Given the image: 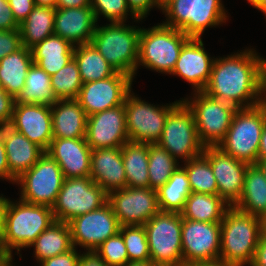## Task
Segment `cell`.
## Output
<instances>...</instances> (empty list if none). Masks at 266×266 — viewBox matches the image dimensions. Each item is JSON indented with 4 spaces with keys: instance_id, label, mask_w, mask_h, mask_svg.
Segmentation results:
<instances>
[{
    "instance_id": "cell-4",
    "label": "cell",
    "mask_w": 266,
    "mask_h": 266,
    "mask_svg": "<svg viewBox=\"0 0 266 266\" xmlns=\"http://www.w3.org/2000/svg\"><path fill=\"white\" fill-rule=\"evenodd\" d=\"M140 32L141 28L127 26L124 22H111L107 26H96L91 44L117 72L134 77Z\"/></svg>"
},
{
    "instance_id": "cell-45",
    "label": "cell",
    "mask_w": 266,
    "mask_h": 266,
    "mask_svg": "<svg viewBox=\"0 0 266 266\" xmlns=\"http://www.w3.org/2000/svg\"><path fill=\"white\" fill-rule=\"evenodd\" d=\"M15 99L0 86V127L10 124Z\"/></svg>"
},
{
    "instance_id": "cell-12",
    "label": "cell",
    "mask_w": 266,
    "mask_h": 266,
    "mask_svg": "<svg viewBox=\"0 0 266 266\" xmlns=\"http://www.w3.org/2000/svg\"><path fill=\"white\" fill-rule=\"evenodd\" d=\"M64 175L57 162L44 153L40 159L16 182L21 185V200L52 208L64 182Z\"/></svg>"
},
{
    "instance_id": "cell-55",
    "label": "cell",
    "mask_w": 266,
    "mask_h": 266,
    "mask_svg": "<svg viewBox=\"0 0 266 266\" xmlns=\"http://www.w3.org/2000/svg\"><path fill=\"white\" fill-rule=\"evenodd\" d=\"M258 159H266V123L261 134Z\"/></svg>"
},
{
    "instance_id": "cell-19",
    "label": "cell",
    "mask_w": 266,
    "mask_h": 266,
    "mask_svg": "<svg viewBox=\"0 0 266 266\" xmlns=\"http://www.w3.org/2000/svg\"><path fill=\"white\" fill-rule=\"evenodd\" d=\"M85 139L92 150L129 142L124 104L88 116Z\"/></svg>"
},
{
    "instance_id": "cell-1",
    "label": "cell",
    "mask_w": 266,
    "mask_h": 266,
    "mask_svg": "<svg viewBox=\"0 0 266 266\" xmlns=\"http://www.w3.org/2000/svg\"><path fill=\"white\" fill-rule=\"evenodd\" d=\"M203 92L211 98L229 103L236 108L258 105L260 101L259 56L256 52L254 54V51L248 50L226 58L215 59L210 79Z\"/></svg>"
},
{
    "instance_id": "cell-26",
    "label": "cell",
    "mask_w": 266,
    "mask_h": 266,
    "mask_svg": "<svg viewBox=\"0 0 266 266\" xmlns=\"http://www.w3.org/2000/svg\"><path fill=\"white\" fill-rule=\"evenodd\" d=\"M51 116L53 138H85L88 116L76 99L57 100Z\"/></svg>"
},
{
    "instance_id": "cell-59",
    "label": "cell",
    "mask_w": 266,
    "mask_h": 266,
    "mask_svg": "<svg viewBox=\"0 0 266 266\" xmlns=\"http://www.w3.org/2000/svg\"><path fill=\"white\" fill-rule=\"evenodd\" d=\"M125 266H158V265L153 264L151 261H147V262H129Z\"/></svg>"
},
{
    "instance_id": "cell-3",
    "label": "cell",
    "mask_w": 266,
    "mask_h": 266,
    "mask_svg": "<svg viewBox=\"0 0 266 266\" xmlns=\"http://www.w3.org/2000/svg\"><path fill=\"white\" fill-rule=\"evenodd\" d=\"M52 208L20 200H9L6 212L5 231L1 240L4 254L12 259V250L19 252L23 247H30L36 238L55 222Z\"/></svg>"
},
{
    "instance_id": "cell-40",
    "label": "cell",
    "mask_w": 266,
    "mask_h": 266,
    "mask_svg": "<svg viewBox=\"0 0 266 266\" xmlns=\"http://www.w3.org/2000/svg\"><path fill=\"white\" fill-rule=\"evenodd\" d=\"M129 262L150 261V251L144 225L120 226Z\"/></svg>"
},
{
    "instance_id": "cell-58",
    "label": "cell",
    "mask_w": 266,
    "mask_h": 266,
    "mask_svg": "<svg viewBox=\"0 0 266 266\" xmlns=\"http://www.w3.org/2000/svg\"><path fill=\"white\" fill-rule=\"evenodd\" d=\"M253 7L261 10L266 15V0H257Z\"/></svg>"
},
{
    "instance_id": "cell-61",
    "label": "cell",
    "mask_w": 266,
    "mask_h": 266,
    "mask_svg": "<svg viewBox=\"0 0 266 266\" xmlns=\"http://www.w3.org/2000/svg\"><path fill=\"white\" fill-rule=\"evenodd\" d=\"M7 259L9 258L4 254L0 244V266H2L7 261Z\"/></svg>"
},
{
    "instance_id": "cell-50",
    "label": "cell",
    "mask_w": 266,
    "mask_h": 266,
    "mask_svg": "<svg viewBox=\"0 0 266 266\" xmlns=\"http://www.w3.org/2000/svg\"><path fill=\"white\" fill-rule=\"evenodd\" d=\"M78 266H108L94 251L80 255Z\"/></svg>"
},
{
    "instance_id": "cell-57",
    "label": "cell",
    "mask_w": 266,
    "mask_h": 266,
    "mask_svg": "<svg viewBox=\"0 0 266 266\" xmlns=\"http://www.w3.org/2000/svg\"><path fill=\"white\" fill-rule=\"evenodd\" d=\"M190 266H240V265H231L219 261L214 263H197Z\"/></svg>"
},
{
    "instance_id": "cell-16",
    "label": "cell",
    "mask_w": 266,
    "mask_h": 266,
    "mask_svg": "<svg viewBox=\"0 0 266 266\" xmlns=\"http://www.w3.org/2000/svg\"><path fill=\"white\" fill-rule=\"evenodd\" d=\"M68 224L73 247L80 245L88 252L94 251L108 238L115 236L120 228L108 202L96 210L73 218Z\"/></svg>"
},
{
    "instance_id": "cell-20",
    "label": "cell",
    "mask_w": 266,
    "mask_h": 266,
    "mask_svg": "<svg viewBox=\"0 0 266 266\" xmlns=\"http://www.w3.org/2000/svg\"><path fill=\"white\" fill-rule=\"evenodd\" d=\"M9 126L46 152L53 139L51 106L15 102Z\"/></svg>"
},
{
    "instance_id": "cell-62",
    "label": "cell",
    "mask_w": 266,
    "mask_h": 266,
    "mask_svg": "<svg viewBox=\"0 0 266 266\" xmlns=\"http://www.w3.org/2000/svg\"><path fill=\"white\" fill-rule=\"evenodd\" d=\"M262 222V235L266 236V214L261 218Z\"/></svg>"
},
{
    "instance_id": "cell-51",
    "label": "cell",
    "mask_w": 266,
    "mask_h": 266,
    "mask_svg": "<svg viewBox=\"0 0 266 266\" xmlns=\"http://www.w3.org/2000/svg\"><path fill=\"white\" fill-rule=\"evenodd\" d=\"M0 178L10 180V171L7 162V155L1 134H0Z\"/></svg>"
},
{
    "instance_id": "cell-54",
    "label": "cell",
    "mask_w": 266,
    "mask_h": 266,
    "mask_svg": "<svg viewBox=\"0 0 266 266\" xmlns=\"http://www.w3.org/2000/svg\"><path fill=\"white\" fill-rule=\"evenodd\" d=\"M260 98L266 93V60L259 57Z\"/></svg>"
},
{
    "instance_id": "cell-7",
    "label": "cell",
    "mask_w": 266,
    "mask_h": 266,
    "mask_svg": "<svg viewBox=\"0 0 266 266\" xmlns=\"http://www.w3.org/2000/svg\"><path fill=\"white\" fill-rule=\"evenodd\" d=\"M162 10L168 16L162 24L181 30L190 38H201L206 27L227 19L221 0H170Z\"/></svg>"
},
{
    "instance_id": "cell-46",
    "label": "cell",
    "mask_w": 266,
    "mask_h": 266,
    "mask_svg": "<svg viewBox=\"0 0 266 266\" xmlns=\"http://www.w3.org/2000/svg\"><path fill=\"white\" fill-rule=\"evenodd\" d=\"M15 20L20 24L35 7L34 0H7Z\"/></svg>"
},
{
    "instance_id": "cell-65",
    "label": "cell",
    "mask_w": 266,
    "mask_h": 266,
    "mask_svg": "<svg viewBox=\"0 0 266 266\" xmlns=\"http://www.w3.org/2000/svg\"><path fill=\"white\" fill-rule=\"evenodd\" d=\"M11 262H12V259L9 258V259H7V261H6L2 266H13V265L11 264Z\"/></svg>"
},
{
    "instance_id": "cell-14",
    "label": "cell",
    "mask_w": 266,
    "mask_h": 266,
    "mask_svg": "<svg viewBox=\"0 0 266 266\" xmlns=\"http://www.w3.org/2000/svg\"><path fill=\"white\" fill-rule=\"evenodd\" d=\"M221 223L182 218L183 266L219 262Z\"/></svg>"
},
{
    "instance_id": "cell-8",
    "label": "cell",
    "mask_w": 266,
    "mask_h": 266,
    "mask_svg": "<svg viewBox=\"0 0 266 266\" xmlns=\"http://www.w3.org/2000/svg\"><path fill=\"white\" fill-rule=\"evenodd\" d=\"M150 261L158 266H183L182 216L159 212L144 224Z\"/></svg>"
},
{
    "instance_id": "cell-49",
    "label": "cell",
    "mask_w": 266,
    "mask_h": 266,
    "mask_svg": "<svg viewBox=\"0 0 266 266\" xmlns=\"http://www.w3.org/2000/svg\"><path fill=\"white\" fill-rule=\"evenodd\" d=\"M250 266H266V236L262 235Z\"/></svg>"
},
{
    "instance_id": "cell-6",
    "label": "cell",
    "mask_w": 266,
    "mask_h": 266,
    "mask_svg": "<svg viewBox=\"0 0 266 266\" xmlns=\"http://www.w3.org/2000/svg\"><path fill=\"white\" fill-rule=\"evenodd\" d=\"M190 39L181 30L163 24L141 29L138 65L171 74L183 45Z\"/></svg>"
},
{
    "instance_id": "cell-37",
    "label": "cell",
    "mask_w": 266,
    "mask_h": 266,
    "mask_svg": "<svg viewBox=\"0 0 266 266\" xmlns=\"http://www.w3.org/2000/svg\"><path fill=\"white\" fill-rule=\"evenodd\" d=\"M177 159L157 144H149V187L157 190L163 186L179 167Z\"/></svg>"
},
{
    "instance_id": "cell-9",
    "label": "cell",
    "mask_w": 266,
    "mask_h": 266,
    "mask_svg": "<svg viewBox=\"0 0 266 266\" xmlns=\"http://www.w3.org/2000/svg\"><path fill=\"white\" fill-rule=\"evenodd\" d=\"M108 202V193L89 176L65 178L52 206L55 220L68 223Z\"/></svg>"
},
{
    "instance_id": "cell-18",
    "label": "cell",
    "mask_w": 266,
    "mask_h": 266,
    "mask_svg": "<svg viewBox=\"0 0 266 266\" xmlns=\"http://www.w3.org/2000/svg\"><path fill=\"white\" fill-rule=\"evenodd\" d=\"M203 155L210 162L217 182L218 195L228 205L234 206L241 198L249 164L233 158L217 146L205 147Z\"/></svg>"
},
{
    "instance_id": "cell-17",
    "label": "cell",
    "mask_w": 266,
    "mask_h": 266,
    "mask_svg": "<svg viewBox=\"0 0 266 266\" xmlns=\"http://www.w3.org/2000/svg\"><path fill=\"white\" fill-rule=\"evenodd\" d=\"M133 77L116 72L103 80L83 83L76 100L87 116L124 104Z\"/></svg>"
},
{
    "instance_id": "cell-21",
    "label": "cell",
    "mask_w": 266,
    "mask_h": 266,
    "mask_svg": "<svg viewBox=\"0 0 266 266\" xmlns=\"http://www.w3.org/2000/svg\"><path fill=\"white\" fill-rule=\"evenodd\" d=\"M91 152L85 138H53L46 151L60 166L64 178L90 176Z\"/></svg>"
},
{
    "instance_id": "cell-10",
    "label": "cell",
    "mask_w": 266,
    "mask_h": 266,
    "mask_svg": "<svg viewBox=\"0 0 266 266\" xmlns=\"http://www.w3.org/2000/svg\"><path fill=\"white\" fill-rule=\"evenodd\" d=\"M175 159L189 161L203 154L192 111L181 101L169 114L161 137L156 143Z\"/></svg>"
},
{
    "instance_id": "cell-44",
    "label": "cell",
    "mask_w": 266,
    "mask_h": 266,
    "mask_svg": "<svg viewBox=\"0 0 266 266\" xmlns=\"http://www.w3.org/2000/svg\"><path fill=\"white\" fill-rule=\"evenodd\" d=\"M80 255L76 252L75 247L66 253L47 258L40 263L41 266H78Z\"/></svg>"
},
{
    "instance_id": "cell-30",
    "label": "cell",
    "mask_w": 266,
    "mask_h": 266,
    "mask_svg": "<svg viewBox=\"0 0 266 266\" xmlns=\"http://www.w3.org/2000/svg\"><path fill=\"white\" fill-rule=\"evenodd\" d=\"M121 154L127 179L126 187L148 188L149 144L129 141L121 147Z\"/></svg>"
},
{
    "instance_id": "cell-56",
    "label": "cell",
    "mask_w": 266,
    "mask_h": 266,
    "mask_svg": "<svg viewBox=\"0 0 266 266\" xmlns=\"http://www.w3.org/2000/svg\"><path fill=\"white\" fill-rule=\"evenodd\" d=\"M35 6L51 7L56 9L58 0H34Z\"/></svg>"
},
{
    "instance_id": "cell-38",
    "label": "cell",
    "mask_w": 266,
    "mask_h": 266,
    "mask_svg": "<svg viewBox=\"0 0 266 266\" xmlns=\"http://www.w3.org/2000/svg\"><path fill=\"white\" fill-rule=\"evenodd\" d=\"M183 168L187 172L191 192L218 195L216 178L209 160L203 154L186 161Z\"/></svg>"
},
{
    "instance_id": "cell-53",
    "label": "cell",
    "mask_w": 266,
    "mask_h": 266,
    "mask_svg": "<svg viewBox=\"0 0 266 266\" xmlns=\"http://www.w3.org/2000/svg\"><path fill=\"white\" fill-rule=\"evenodd\" d=\"M9 200L0 196V244L5 231L6 212Z\"/></svg>"
},
{
    "instance_id": "cell-42",
    "label": "cell",
    "mask_w": 266,
    "mask_h": 266,
    "mask_svg": "<svg viewBox=\"0 0 266 266\" xmlns=\"http://www.w3.org/2000/svg\"><path fill=\"white\" fill-rule=\"evenodd\" d=\"M91 8L94 12L96 21L101 13L111 22H125L129 10L136 20H140L131 11L126 0H91Z\"/></svg>"
},
{
    "instance_id": "cell-27",
    "label": "cell",
    "mask_w": 266,
    "mask_h": 266,
    "mask_svg": "<svg viewBox=\"0 0 266 266\" xmlns=\"http://www.w3.org/2000/svg\"><path fill=\"white\" fill-rule=\"evenodd\" d=\"M74 49L71 43L53 34L31 48L33 63L52 76L73 59Z\"/></svg>"
},
{
    "instance_id": "cell-33",
    "label": "cell",
    "mask_w": 266,
    "mask_h": 266,
    "mask_svg": "<svg viewBox=\"0 0 266 266\" xmlns=\"http://www.w3.org/2000/svg\"><path fill=\"white\" fill-rule=\"evenodd\" d=\"M55 9L35 6L19 25L22 46L31 49L54 34Z\"/></svg>"
},
{
    "instance_id": "cell-5",
    "label": "cell",
    "mask_w": 266,
    "mask_h": 266,
    "mask_svg": "<svg viewBox=\"0 0 266 266\" xmlns=\"http://www.w3.org/2000/svg\"><path fill=\"white\" fill-rule=\"evenodd\" d=\"M265 123L266 115L259 104L238 108L228 132L217 147L237 160L249 165L256 164Z\"/></svg>"
},
{
    "instance_id": "cell-31",
    "label": "cell",
    "mask_w": 266,
    "mask_h": 266,
    "mask_svg": "<svg viewBox=\"0 0 266 266\" xmlns=\"http://www.w3.org/2000/svg\"><path fill=\"white\" fill-rule=\"evenodd\" d=\"M229 206L219 195L191 192L180 214L192 221L221 223Z\"/></svg>"
},
{
    "instance_id": "cell-23",
    "label": "cell",
    "mask_w": 266,
    "mask_h": 266,
    "mask_svg": "<svg viewBox=\"0 0 266 266\" xmlns=\"http://www.w3.org/2000/svg\"><path fill=\"white\" fill-rule=\"evenodd\" d=\"M96 18L91 6L82 8H56L54 35L64 38L74 47L91 43L96 29Z\"/></svg>"
},
{
    "instance_id": "cell-34",
    "label": "cell",
    "mask_w": 266,
    "mask_h": 266,
    "mask_svg": "<svg viewBox=\"0 0 266 266\" xmlns=\"http://www.w3.org/2000/svg\"><path fill=\"white\" fill-rule=\"evenodd\" d=\"M158 205L161 212L181 213L191 186L184 168L178 167L169 180L157 190Z\"/></svg>"
},
{
    "instance_id": "cell-11",
    "label": "cell",
    "mask_w": 266,
    "mask_h": 266,
    "mask_svg": "<svg viewBox=\"0 0 266 266\" xmlns=\"http://www.w3.org/2000/svg\"><path fill=\"white\" fill-rule=\"evenodd\" d=\"M193 101L183 100L192 111L198 137L205 146H218L228 132L235 106L209 97L203 91L194 93Z\"/></svg>"
},
{
    "instance_id": "cell-15",
    "label": "cell",
    "mask_w": 266,
    "mask_h": 266,
    "mask_svg": "<svg viewBox=\"0 0 266 266\" xmlns=\"http://www.w3.org/2000/svg\"><path fill=\"white\" fill-rule=\"evenodd\" d=\"M108 203L120 226L144 225L160 212L157 191L125 187L108 193Z\"/></svg>"
},
{
    "instance_id": "cell-41",
    "label": "cell",
    "mask_w": 266,
    "mask_h": 266,
    "mask_svg": "<svg viewBox=\"0 0 266 266\" xmlns=\"http://www.w3.org/2000/svg\"><path fill=\"white\" fill-rule=\"evenodd\" d=\"M94 252L108 266H125L129 263L127 249L119 232L103 242Z\"/></svg>"
},
{
    "instance_id": "cell-13",
    "label": "cell",
    "mask_w": 266,
    "mask_h": 266,
    "mask_svg": "<svg viewBox=\"0 0 266 266\" xmlns=\"http://www.w3.org/2000/svg\"><path fill=\"white\" fill-rule=\"evenodd\" d=\"M131 94L130 91L124 102L129 141L156 144L161 137L168 114L181 100L172 105L155 107Z\"/></svg>"
},
{
    "instance_id": "cell-39",
    "label": "cell",
    "mask_w": 266,
    "mask_h": 266,
    "mask_svg": "<svg viewBox=\"0 0 266 266\" xmlns=\"http://www.w3.org/2000/svg\"><path fill=\"white\" fill-rule=\"evenodd\" d=\"M51 87L57 100L76 99L83 85L75 59H71L56 74L50 76Z\"/></svg>"
},
{
    "instance_id": "cell-47",
    "label": "cell",
    "mask_w": 266,
    "mask_h": 266,
    "mask_svg": "<svg viewBox=\"0 0 266 266\" xmlns=\"http://www.w3.org/2000/svg\"><path fill=\"white\" fill-rule=\"evenodd\" d=\"M19 23L15 20L11 7L7 0H0V30L9 31L19 29Z\"/></svg>"
},
{
    "instance_id": "cell-48",
    "label": "cell",
    "mask_w": 266,
    "mask_h": 266,
    "mask_svg": "<svg viewBox=\"0 0 266 266\" xmlns=\"http://www.w3.org/2000/svg\"><path fill=\"white\" fill-rule=\"evenodd\" d=\"M131 11L143 19L153 6L160 7L158 0H126Z\"/></svg>"
},
{
    "instance_id": "cell-35",
    "label": "cell",
    "mask_w": 266,
    "mask_h": 266,
    "mask_svg": "<svg viewBox=\"0 0 266 266\" xmlns=\"http://www.w3.org/2000/svg\"><path fill=\"white\" fill-rule=\"evenodd\" d=\"M56 101L57 98L51 87L50 75L33 63L28 69L25 86L15 102L51 106Z\"/></svg>"
},
{
    "instance_id": "cell-64",
    "label": "cell",
    "mask_w": 266,
    "mask_h": 266,
    "mask_svg": "<svg viewBox=\"0 0 266 266\" xmlns=\"http://www.w3.org/2000/svg\"><path fill=\"white\" fill-rule=\"evenodd\" d=\"M170 0H158L159 4H160V8L162 9V7Z\"/></svg>"
},
{
    "instance_id": "cell-52",
    "label": "cell",
    "mask_w": 266,
    "mask_h": 266,
    "mask_svg": "<svg viewBox=\"0 0 266 266\" xmlns=\"http://www.w3.org/2000/svg\"><path fill=\"white\" fill-rule=\"evenodd\" d=\"M91 6V0H58L57 8H82Z\"/></svg>"
},
{
    "instance_id": "cell-25",
    "label": "cell",
    "mask_w": 266,
    "mask_h": 266,
    "mask_svg": "<svg viewBox=\"0 0 266 266\" xmlns=\"http://www.w3.org/2000/svg\"><path fill=\"white\" fill-rule=\"evenodd\" d=\"M0 134L5 145L10 180L16 182V179L28 171L45 151L9 125L0 127Z\"/></svg>"
},
{
    "instance_id": "cell-60",
    "label": "cell",
    "mask_w": 266,
    "mask_h": 266,
    "mask_svg": "<svg viewBox=\"0 0 266 266\" xmlns=\"http://www.w3.org/2000/svg\"><path fill=\"white\" fill-rule=\"evenodd\" d=\"M256 165L261 169L266 178V159H258Z\"/></svg>"
},
{
    "instance_id": "cell-22",
    "label": "cell",
    "mask_w": 266,
    "mask_h": 266,
    "mask_svg": "<svg viewBox=\"0 0 266 266\" xmlns=\"http://www.w3.org/2000/svg\"><path fill=\"white\" fill-rule=\"evenodd\" d=\"M214 60L205 52L201 38H190L183 45L171 74L181 76L194 85L195 92H201L208 84Z\"/></svg>"
},
{
    "instance_id": "cell-63",
    "label": "cell",
    "mask_w": 266,
    "mask_h": 266,
    "mask_svg": "<svg viewBox=\"0 0 266 266\" xmlns=\"http://www.w3.org/2000/svg\"><path fill=\"white\" fill-rule=\"evenodd\" d=\"M259 105L262 107V109L264 110L265 115H266V97L260 98Z\"/></svg>"
},
{
    "instance_id": "cell-24",
    "label": "cell",
    "mask_w": 266,
    "mask_h": 266,
    "mask_svg": "<svg viewBox=\"0 0 266 266\" xmlns=\"http://www.w3.org/2000/svg\"><path fill=\"white\" fill-rule=\"evenodd\" d=\"M89 177L107 193L125 188L127 179L121 147L92 150Z\"/></svg>"
},
{
    "instance_id": "cell-29",
    "label": "cell",
    "mask_w": 266,
    "mask_h": 266,
    "mask_svg": "<svg viewBox=\"0 0 266 266\" xmlns=\"http://www.w3.org/2000/svg\"><path fill=\"white\" fill-rule=\"evenodd\" d=\"M238 210L262 218L266 214V178L256 164L248 165Z\"/></svg>"
},
{
    "instance_id": "cell-36",
    "label": "cell",
    "mask_w": 266,
    "mask_h": 266,
    "mask_svg": "<svg viewBox=\"0 0 266 266\" xmlns=\"http://www.w3.org/2000/svg\"><path fill=\"white\" fill-rule=\"evenodd\" d=\"M73 58L83 83L103 80L117 72L91 43L75 46Z\"/></svg>"
},
{
    "instance_id": "cell-32",
    "label": "cell",
    "mask_w": 266,
    "mask_h": 266,
    "mask_svg": "<svg viewBox=\"0 0 266 266\" xmlns=\"http://www.w3.org/2000/svg\"><path fill=\"white\" fill-rule=\"evenodd\" d=\"M30 246H35L39 262L66 253L73 248L69 224L56 220Z\"/></svg>"
},
{
    "instance_id": "cell-43",
    "label": "cell",
    "mask_w": 266,
    "mask_h": 266,
    "mask_svg": "<svg viewBox=\"0 0 266 266\" xmlns=\"http://www.w3.org/2000/svg\"><path fill=\"white\" fill-rule=\"evenodd\" d=\"M22 47L20 29L0 30V60Z\"/></svg>"
},
{
    "instance_id": "cell-28",
    "label": "cell",
    "mask_w": 266,
    "mask_h": 266,
    "mask_svg": "<svg viewBox=\"0 0 266 266\" xmlns=\"http://www.w3.org/2000/svg\"><path fill=\"white\" fill-rule=\"evenodd\" d=\"M32 64L31 49L24 46L0 60V86L14 99L24 88L27 72Z\"/></svg>"
},
{
    "instance_id": "cell-66",
    "label": "cell",
    "mask_w": 266,
    "mask_h": 266,
    "mask_svg": "<svg viewBox=\"0 0 266 266\" xmlns=\"http://www.w3.org/2000/svg\"><path fill=\"white\" fill-rule=\"evenodd\" d=\"M250 2L251 5H253L257 0H247Z\"/></svg>"
},
{
    "instance_id": "cell-2",
    "label": "cell",
    "mask_w": 266,
    "mask_h": 266,
    "mask_svg": "<svg viewBox=\"0 0 266 266\" xmlns=\"http://www.w3.org/2000/svg\"><path fill=\"white\" fill-rule=\"evenodd\" d=\"M262 236L261 218L229 206L221 222L219 261L251 265Z\"/></svg>"
}]
</instances>
